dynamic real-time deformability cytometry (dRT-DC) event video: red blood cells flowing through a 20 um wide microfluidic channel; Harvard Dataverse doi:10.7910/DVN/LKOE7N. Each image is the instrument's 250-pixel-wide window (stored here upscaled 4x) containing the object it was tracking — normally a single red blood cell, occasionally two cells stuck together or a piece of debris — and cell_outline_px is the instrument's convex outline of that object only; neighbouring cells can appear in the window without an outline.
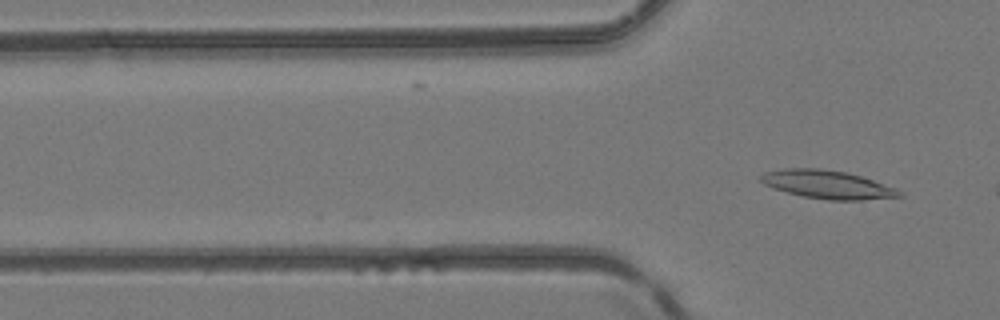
{"species": "common noctule bat (a hibernating species)", "species_latin": "Nyctalus noctula", "temperature_condition": "room temperature", "stored_images_in_passage": 3, "camera_frame_rate_fps": 3000, "um_per_image_px": 0.085, "animal": {"sex": "female", "body_mass_g": 24.6, "forearm_length_mm": 56.2}, "frame": {"image": 1, "passage_image": 3, "time_ms": 2.333, "image_size_px": [1000, 320], "cell_outline_px": [[904, 196], [860, 200], [828, 200], [804, 196], [788, 192], [764, 184], [760, 180], [760, 176], [764, 172], [784, 168], [820, 168], [844, 172], [860, 176], [896, 188]], "centroid_in_image_um": [70.32, 15.68], "position_along_channel_um": 55.5, "area_um2": 22.48}}